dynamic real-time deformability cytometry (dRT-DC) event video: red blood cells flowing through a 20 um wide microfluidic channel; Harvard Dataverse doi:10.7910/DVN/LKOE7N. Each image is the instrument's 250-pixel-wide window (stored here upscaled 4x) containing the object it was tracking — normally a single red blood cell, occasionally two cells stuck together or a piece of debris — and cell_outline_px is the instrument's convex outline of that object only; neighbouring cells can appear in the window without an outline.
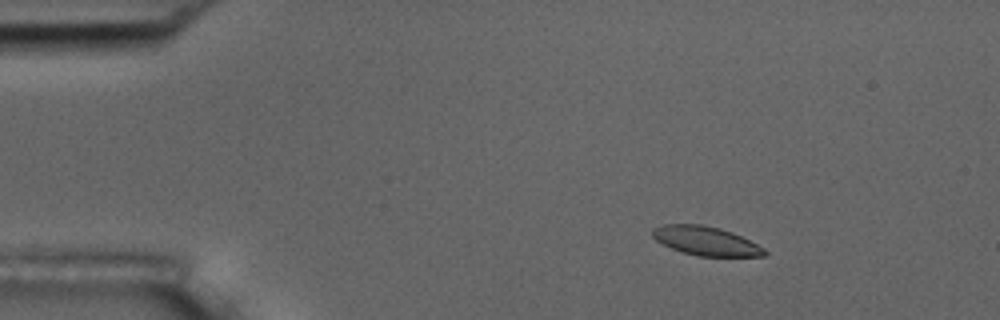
{"species": "common noctule bat (a hibernating species)", "species_latin": "Nyctalus noctula", "temperature_condition": "room temperature", "stored_images_in_passage": 4, "camera_frame_rate_fps": 3000, "um_per_image_px": 0.085, "animal": {"sex": "male", "body_mass_g": 17.5, "forearm_length_mm": 52.3}, "frame": {"image": 1, "passage_image": 2, "time_ms": 1.0, "image_size_px": [1000, 320], "cell_outline_px": [[768, 252], [764, 256], [696, 256], [672, 248], [656, 240], [652, 236], [652, 228], [664, 224], [700, 224], [720, 228], [732, 232], [764, 248]], "centroid_in_image_um": [59.98, 20.47], "position_along_channel_um": 25.0, "area_um2": 18.73}}